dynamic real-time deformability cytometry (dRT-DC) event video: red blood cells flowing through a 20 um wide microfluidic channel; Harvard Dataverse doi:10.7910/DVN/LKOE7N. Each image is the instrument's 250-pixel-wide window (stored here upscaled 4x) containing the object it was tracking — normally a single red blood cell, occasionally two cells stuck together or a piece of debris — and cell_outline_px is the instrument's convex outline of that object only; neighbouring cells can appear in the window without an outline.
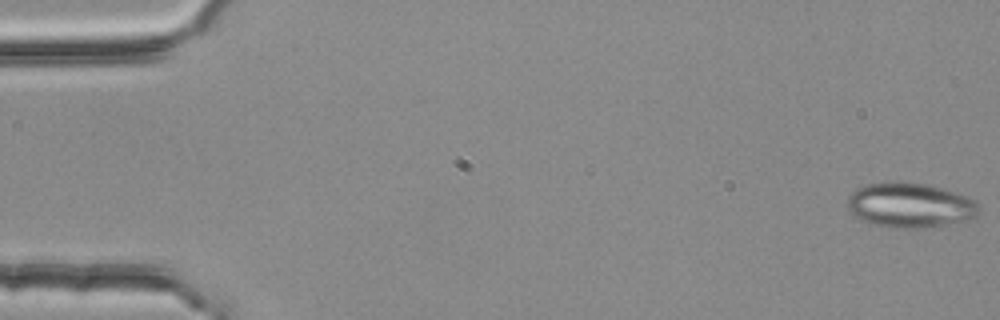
{"species": "common noctule bat (a hibernating species)", "species_latin": "Nyctalus noctula", "temperature_condition": "room temperature", "stored_images_in_passage": 54, "camera_frame_rate_fps": 3000, "um_per_image_px": 0.085, "animal": {"sex": "female", "body_mass_g": 25.1}, "frame": {"image": 1, "passage_image": 1, "time_ms": 0.0, "image_size_px": [1000, 320], "cell_outline_px": [[980, 212], [976, 216], [964, 220], [924, 228], [892, 228], [872, 224], [860, 220], [848, 208], [848, 196], [856, 188], [864, 184], [884, 180], [908, 180], [928, 184], [976, 200], [980, 204]], "centroid_in_image_um": [77.31, 17.4], "position_along_channel_um": 7.7, "area_um2": 34.91}}
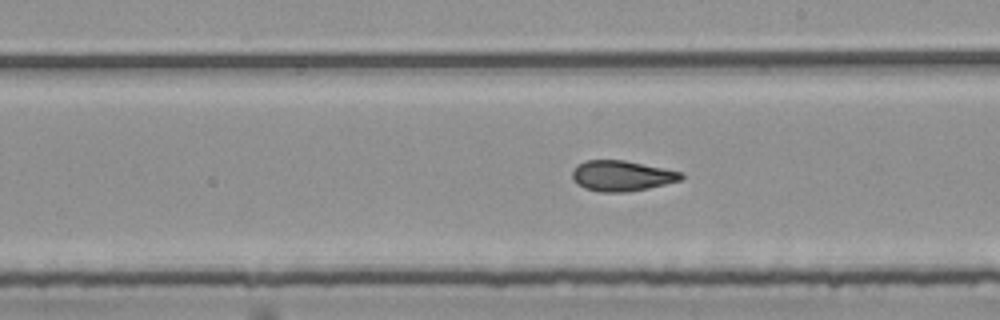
{"frame": {"image": 2, "passage_image": 31, "time_ms": 10.0, "image_size_px": [1000, 320], "cell_outline_px": [[684, 176], [680, 180], [648, 188], [628, 192], [600, 192], [584, 188], [576, 184], [572, 180], [572, 172], [576, 164], [584, 160], [624, 160], [684, 172]], "centroid_in_image_um": [52.81, 14.94], "position_along_channel_um": 236.2, "area_um2": 19.54}}
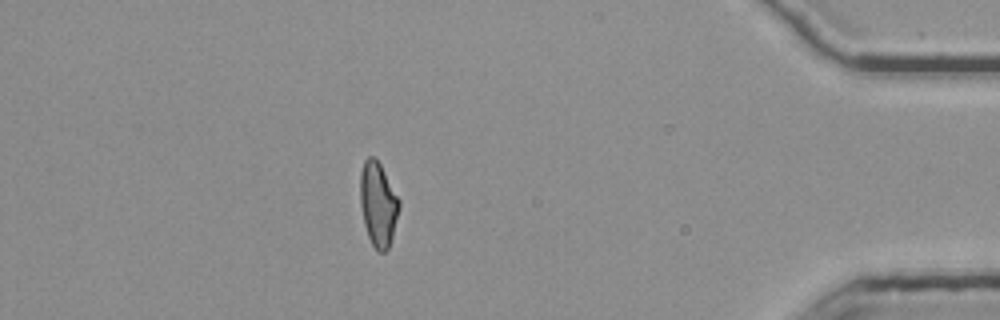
{"frame": {"image": 3, "passage_image": 48, "time_ms": 15.667, "image_size_px": [1000, 320], "cell_outline_px": [[400, 208], [392, 236], [388, 248], [384, 252], [376, 252], [368, 236], [364, 224], [360, 204], [360, 172], [364, 160], [368, 156], [376, 156], [400, 200]], "centroid_in_image_um": [32.13, 17.33], "position_along_channel_um": 403.1, "area_um2": 19.31}, "authors_computed_cell_mechanics": {"area_um2": 19.8832, "velocity_mm_per_s": 3.7911, "shape_relaxation_time_tau1_ms": null, "shape_relaxation_time_tau2_ms": 2.4578, "deformation_change_tau1": null, "deformation_change_tau2": 0.1011}}